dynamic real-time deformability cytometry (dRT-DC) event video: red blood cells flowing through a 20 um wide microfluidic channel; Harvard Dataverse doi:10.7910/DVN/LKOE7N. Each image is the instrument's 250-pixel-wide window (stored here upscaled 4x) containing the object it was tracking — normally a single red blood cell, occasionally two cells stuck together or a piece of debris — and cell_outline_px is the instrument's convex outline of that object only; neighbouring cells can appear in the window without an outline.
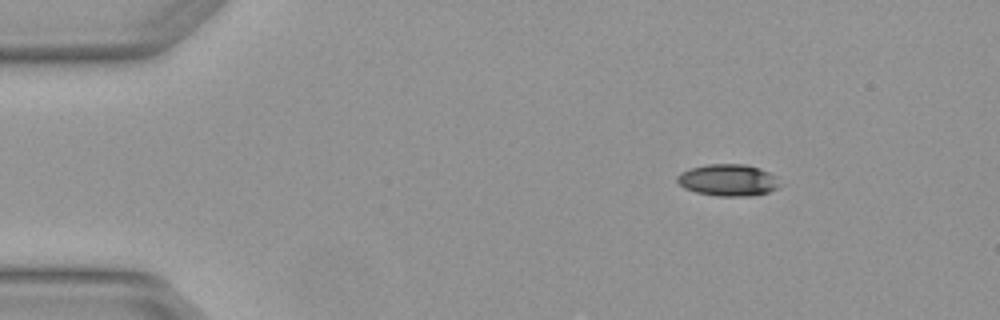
{"species": "Egyptian fruit bat (a non-hibernating species)", "species_latin": "Rousettus aegyptiacus", "temperature_condition": "warm", "stored_images_in_passage": 4, "camera_frame_rate_fps": 3000, "um_per_image_px": 0.085, "animal": {"sex": "female"}, "frame": {"image": 1, "passage_image": 2, "time_ms": 0.333, "image_size_px": [1000, 320], "cell_outline_px": [[784, 184], [780, 188], [768, 192], [752, 196], [716, 196], [696, 192], [684, 188], [676, 180], [676, 176], [680, 172], [692, 168], [708, 164], [744, 164], [760, 168], [776, 176]], "centroid_in_image_um": [61.94, 15.32], "position_along_channel_um": 23.1, "area_um2": 19.31}}